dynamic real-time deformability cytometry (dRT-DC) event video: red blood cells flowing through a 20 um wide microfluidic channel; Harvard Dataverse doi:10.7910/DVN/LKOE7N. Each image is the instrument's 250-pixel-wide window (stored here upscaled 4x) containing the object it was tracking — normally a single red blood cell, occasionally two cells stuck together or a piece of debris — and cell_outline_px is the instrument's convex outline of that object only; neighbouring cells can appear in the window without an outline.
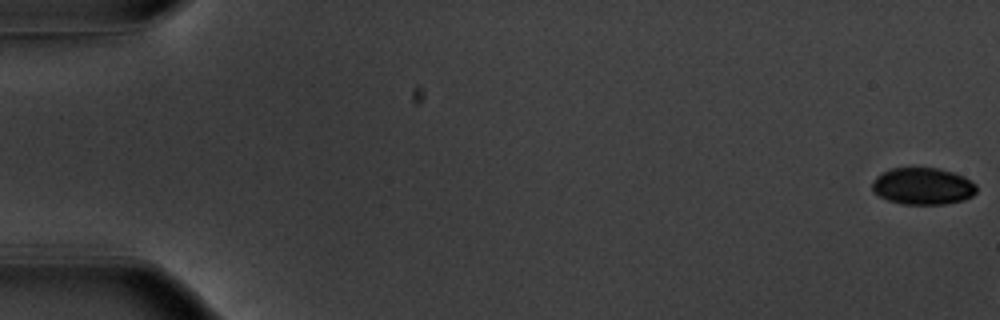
{"species": "common noctule bat (a hibernating species)", "species_latin": "Nyctalus noctula", "temperature_condition": "warm", "stored_images_in_passage": 2, "camera_frame_rate_fps": 3000, "um_per_image_px": 0.085, "animal": {"sex": "male", "body_mass_g": 20.1, "forearm_length_mm": 53.5}, "frame": {"image": 1, "passage_image": 2, "time_ms": 0.333, "image_size_px": [1000, 320], "cell_outline_px": [[976, 192], [972, 196], [964, 200], [944, 204], [900, 204], [888, 200], [872, 192], [872, 180], [876, 176], [892, 168], [936, 168], [952, 172], [964, 176], [976, 184]], "centroid_in_image_um": [78.43, 15.83], "position_along_channel_um": 6.6, "area_um2": 22.48}}